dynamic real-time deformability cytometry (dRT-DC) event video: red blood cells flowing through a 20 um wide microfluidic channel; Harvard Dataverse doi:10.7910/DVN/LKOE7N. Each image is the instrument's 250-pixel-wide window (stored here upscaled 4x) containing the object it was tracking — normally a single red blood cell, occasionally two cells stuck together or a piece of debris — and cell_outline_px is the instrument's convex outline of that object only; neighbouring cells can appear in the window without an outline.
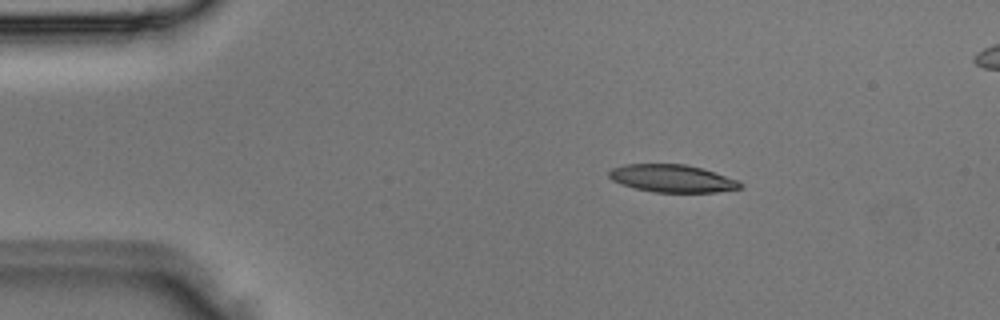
{"species": "Egyptian fruit bat (a non-hibernating species)", "species_latin": "Rousettus aegyptiacus", "temperature_condition": "room temperature", "stored_images_in_passage": 3, "segment_of_instrument_passage": [1, 2], "camera_frame_rate_fps": 3000, "um_per_image_px": 0.085, "animal": {"sex": "male"}, "frame": {"image": 1, "passage_image": 1, "time_ms": 0.0, "image_size_px": [1000, 320], "cell_outline_px": [[744, 184], [740, 188], [716, 192], [652, 192], [620, 184], [612, 180], [608, 176], [608, 172], [612, 168], [624, 164], [684, 164], [700, 168], [740, 180]], "centroid_in_image_um": [57.13, 15.17], "position_along_channel_um": 27.9, "area_um2": 21.1}}